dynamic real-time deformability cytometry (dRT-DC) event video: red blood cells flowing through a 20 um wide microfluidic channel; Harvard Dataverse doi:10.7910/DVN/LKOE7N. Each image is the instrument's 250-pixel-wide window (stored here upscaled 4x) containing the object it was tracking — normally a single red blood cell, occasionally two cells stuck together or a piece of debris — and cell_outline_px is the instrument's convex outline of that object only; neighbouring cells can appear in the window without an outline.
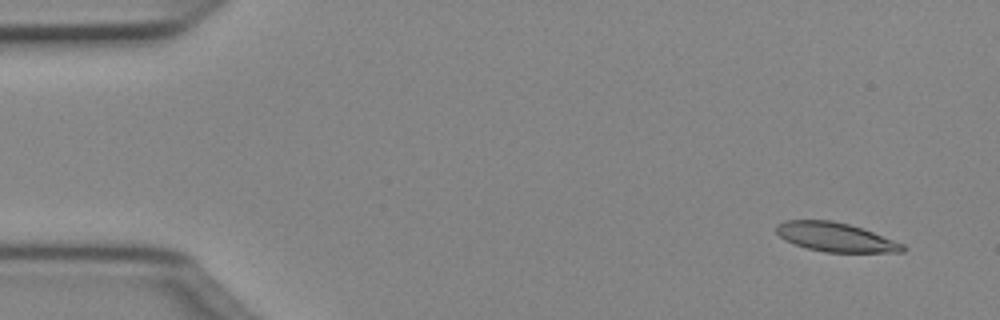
{"species": "Egyptian fruit bat (a non-hibernating species)", "species_latin": "Rousettus aegyptiacus", "temperature_condition": "cold", "stored_images_in_passage": 15, "camera_frame_rate_fps": 3000, "um_per_image_px": 0.085, "animal": {"sex": "female"}, "frame": {"image": 1, "passage_image": 3, "time_ms": 0.667, "image_size_px": [1000, 320], "cell_outline_px": [[908, 248], [904, 252], [824, 252], [808, 248], [784, 240], [776, 232], [776, 224], [784, 220], [832, 220], [848, 224], [872, 232], [904, 244]], "centroid_in_image_um": [71.01, 20.15], "position_along_channel_um": 14.0, "area_um2": 21.27}}
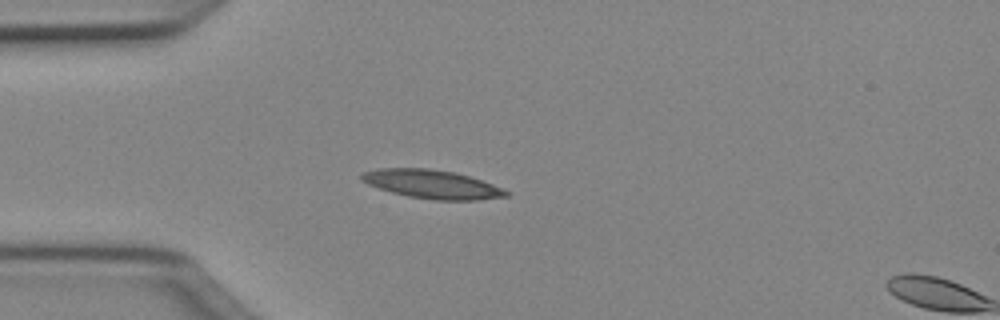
{"frame": {"image": 2, "passage_image": 13, "time_ms": 4.0, "image_size_px": [1000, 320], "cell_outline_px": [[512, 192], [508, 196], [476, 200], [436, 200], [408, 196], [392, 192], [368, 184], [360, 180], [360, 176], [364, 172], [380, 168], [428, 168], [456, 172], [504, 188]], "centroid_in_image_um": [36.75, 15.66], "position_along_channel_um": 48.2, "area_um2": 24.04}}